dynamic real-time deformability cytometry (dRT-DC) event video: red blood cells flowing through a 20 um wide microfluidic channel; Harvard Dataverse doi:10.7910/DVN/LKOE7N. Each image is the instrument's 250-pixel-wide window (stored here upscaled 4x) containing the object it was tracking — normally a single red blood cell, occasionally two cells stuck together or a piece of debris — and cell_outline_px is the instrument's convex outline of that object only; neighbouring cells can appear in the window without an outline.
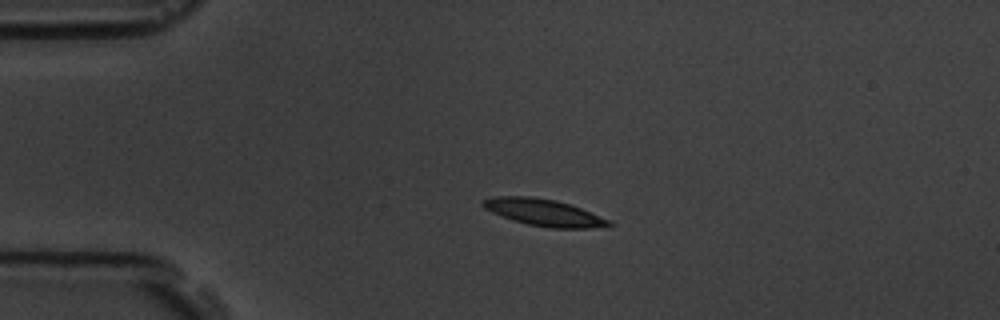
{"species": "common noctule bat (a hibernating species)", "species_latin": "Nyctalus noctula", "temperature_condition": "room temperature", "stored_images_in_passage": 4, "camera_frame_rate_fps": 3000, "um_per_image_px": 0.085, "animal": {"sex": "male", "body_mass_g": 19.5, "forearm_length_mm": 54.6}, "frame": {"image": 1, "passage_image": 3, "time_ms": 2.333, "image_size_px": [1000, 320], "cell_outline_px": [[612, 224], [588, 228], [548, 228], [528, 224], [512, 220], [500, 216], [484, 208], [480, 204], [484, 200], [496, 196], [532, 196], [556, 200], [572, 204], [612, 220]], "centroid_in_image_um": [46.23, 18.05], "position_along_channel_um": 38.8, "area_um2": 19.83}}